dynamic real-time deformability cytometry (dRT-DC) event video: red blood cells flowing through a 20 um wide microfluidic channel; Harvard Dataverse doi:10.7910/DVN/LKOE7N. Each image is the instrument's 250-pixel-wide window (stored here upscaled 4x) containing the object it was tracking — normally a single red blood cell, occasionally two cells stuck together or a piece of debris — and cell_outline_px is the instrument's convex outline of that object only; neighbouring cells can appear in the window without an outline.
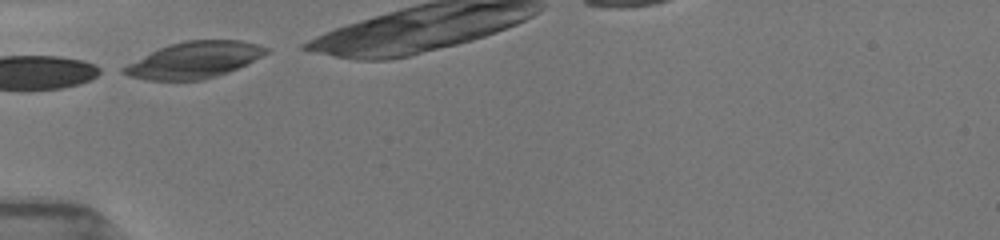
{"species": "common noctule bat (a hibernating species)", "species_latin": "Nyctalus noctula", "temperature_condition": "room temperature", "stored_images_in_passage": 3, "camera_frame_rate_fps": 3000, "um_per_image_px": 0.085, "animal": {"sex": "female", "body_mass_g": 19.5, "forearm_length_mm": 54.1}, "frame": {"image": 1, "passage_image": 1, "time_ms": 0.0, "image_size_px": [1000, 240], "cell_outline_px": [[272, 48], [268, 52], [228, 72], [204, 80], [148, 80], [128, 76], [120, 72], [120, 68], [168, 44], [184, 40], [240, 40]], "centroid_in_image_um": [16.49, 5.1], "position_along_channel_um": 68.5, "area_um2": 29.82}}